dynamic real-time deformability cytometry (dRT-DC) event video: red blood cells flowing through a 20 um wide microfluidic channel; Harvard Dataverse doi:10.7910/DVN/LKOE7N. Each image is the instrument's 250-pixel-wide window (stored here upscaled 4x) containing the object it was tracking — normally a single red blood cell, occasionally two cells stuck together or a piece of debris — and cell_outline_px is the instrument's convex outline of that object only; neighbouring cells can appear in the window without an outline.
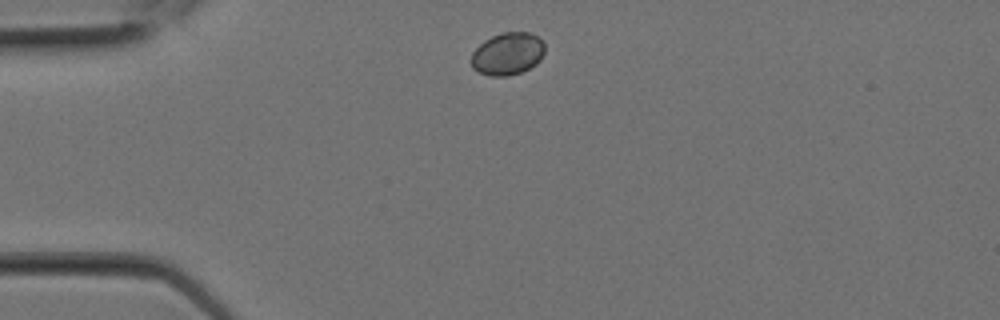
{"species": "Egyptian fruit bat (a non-hibernating species)", "species_latin": "Rousettus aegyptiacus", "temperature_condition": "room temperature", "stored_images_in_passage": 8, "camera_frame_rate_fps": 3000, "um_per_image_px": 0.085, "animal": {"sex": "female"}, "frame": {"image": 1, "passage_image": 1, "time_ms": 0.0, "image_size_px": [1000, 320], "cell_outline_px": [[544, 52], [540, 60], [536, 64], [520, 72], [508, 76], [488, 76], [472, 68], [472, 52], [484, 40], [492, 36], [504, 32], [528, 32], [536, 36], [544, 44]], "centroid_in_image_um": [43.13, 4.57], "position_along_channel_um": 41.9, "area_um2": 18.03}}
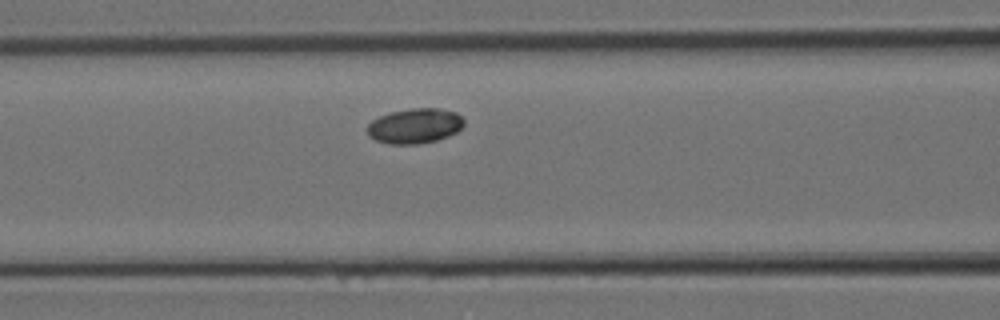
{"frame": {"image": 2, "passage_image": 5, "time_ms": 1.333, "image_size_px": [1000, 320], "cell_outline_px": [[464, 124], [456, 132], [448, 136], [436, 140], [416, 144], [388, 144], [376, 140], [368, 136], [368, 124], [372, 120], [380, 116], [392, 112], [412, 108], [436, 108], [456, 112], [464, 120]], "centroid_in_image_um": [35.25, 10.7], "position_along_channel_um": 131.4, "area_um2": 19.59}}
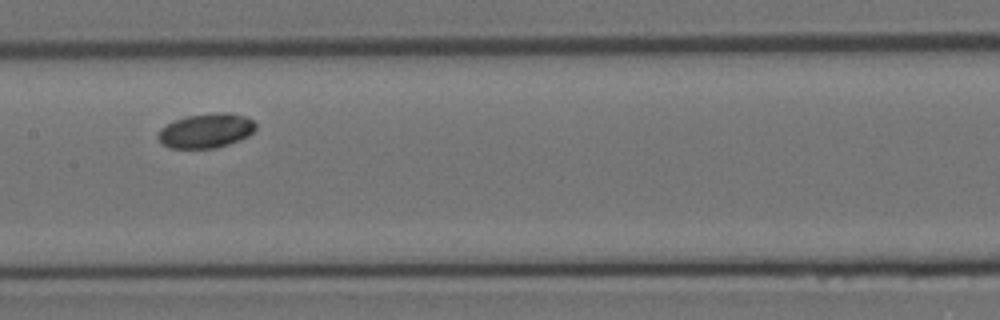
{"frame": {"image": 3, "passage_image": 7, "time_ms": 2.0, "image_size_px": [1000, 320], "cell_outline_px": [[256, 128], [248, 136], [240, 140], [216, 148], [168, 148], [156, 136], [160, 128], [176, 120], [188, 116], [216, 112], [232, 112], [244, 116], [252, 120], [256, 124]], "centroid_in_image_um": [17.53, 11.1], "position_along_channel_um": 189.9, "area_um2": 19.59}}